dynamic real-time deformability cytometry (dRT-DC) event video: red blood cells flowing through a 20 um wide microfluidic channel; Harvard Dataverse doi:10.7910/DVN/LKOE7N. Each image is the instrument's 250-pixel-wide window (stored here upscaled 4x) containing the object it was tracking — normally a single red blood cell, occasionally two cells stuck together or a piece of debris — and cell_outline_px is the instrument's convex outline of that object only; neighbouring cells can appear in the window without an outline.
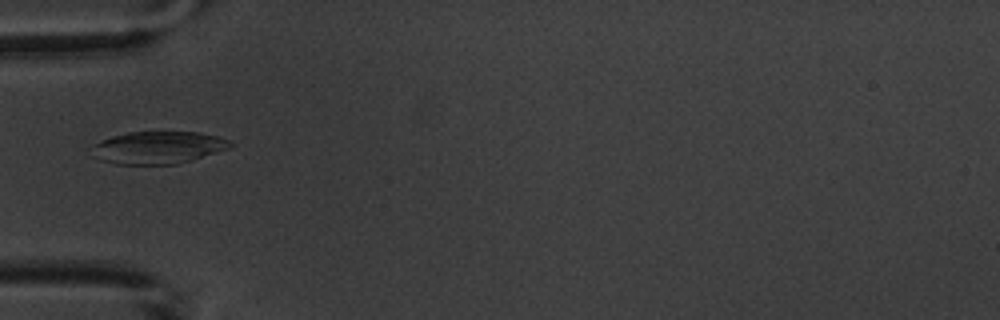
{"species": "common noctule bat (a hibernating species)", "species_latin": "Nyctalus noctula", "temperature_condition": "warm", "stored_images_in_passage": 4, "camera_frame_rate_fps": 3000, "um_per_image_px": 0.085, "animal": {"sex": "male", "body_mass_g": 20.1, "forearm_length_mm": 53.5}, "frame": {"image": 1, "passage_image": 3, "time_ms": 2.667, "image_size_px": [1000, 320], "cell_outline_px": [[236, 144], [232, 148], [192, 160], [176, 164], [116, 164], [100, 160], [92, 156], [92, 144], [112, 136], [128, 132], [200, 132], [216, 136], [228, 140]], "centroid_in_image_um": [13.45, 12.54], "position_along_channel_um": 71.5, "area_um2": 26.36}}
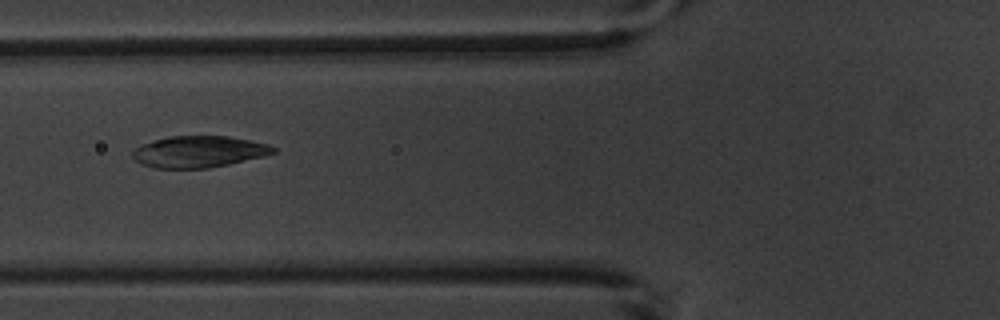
{"frame": {"image": 2, "passage_image": 4, "time_ms": 3.667, "image_size_px": [1000, 320], "cell_outline_px": [[276, 152], [264, 156], [228, 164], [208, 168], [152, 168], [136, 160], [132, 156], [132, 152], [140, 144], [168, 136], [228, 136], [252, 140], [268, 144], [276, 148]], "centroid_in_image_um": [16.91, 12.88], "position_along_channel_um": 108.9, "area_um2": 25.84}}